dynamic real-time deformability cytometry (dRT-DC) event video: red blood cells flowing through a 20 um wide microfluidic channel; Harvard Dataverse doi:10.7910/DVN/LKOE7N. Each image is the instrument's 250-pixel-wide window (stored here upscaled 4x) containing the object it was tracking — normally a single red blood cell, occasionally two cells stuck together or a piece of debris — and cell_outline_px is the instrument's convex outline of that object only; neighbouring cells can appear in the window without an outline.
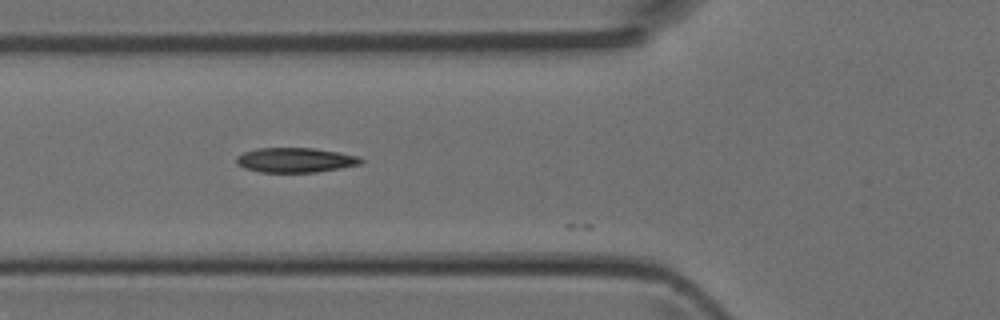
{"species": "Egyptian fruit bat (a non-hibernating species)", "species_latin": "Rousettus aegyptiacus", "temperature_condition": "room temperature", "stored_images_in_passage": 5, "camera_frame_rate_fps": 3000, "um_per_image_px": 0.085, "animal": {"sex": "female"}, "frame": {"image": 1, "passage_image": 2, "time_ms": 0.333, "image_size_px": [1000, 320], "cell_outline_px": [[364, 160], [360, 164], [340, 168], [316, 172], [260, 172], [244, 168], [236, 164], [236, 156], [244, 152], [256, 148], [312, 148], [340, 152], [360, 156]], "centroid_in_image_um": [25.1, 13.6], "position_along_channel_um": 100.7, "area_um2": 18.03}}
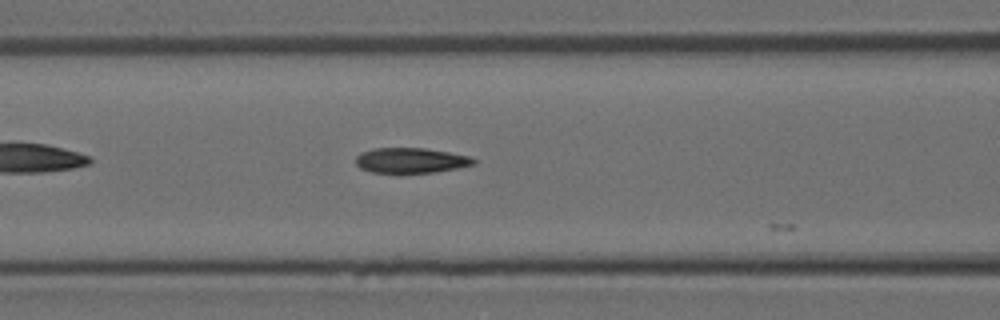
{"frame": {"image": 2, "passage_image": 4, "time_ms": 1.0, "image_size_px": [1000, 320], "cell_outline_px": [[476, 164], [436, 172], [400, 176], [372, 172], [360, 168], [356, 164], [356, 156], [360, 152], [372, 148], [424, 148], [472, 156], [476, 160]], "centroid_in_image_um": [34.89, 13.68], "position_along_channel_um": 131.7, "area_um2": 18.21}}